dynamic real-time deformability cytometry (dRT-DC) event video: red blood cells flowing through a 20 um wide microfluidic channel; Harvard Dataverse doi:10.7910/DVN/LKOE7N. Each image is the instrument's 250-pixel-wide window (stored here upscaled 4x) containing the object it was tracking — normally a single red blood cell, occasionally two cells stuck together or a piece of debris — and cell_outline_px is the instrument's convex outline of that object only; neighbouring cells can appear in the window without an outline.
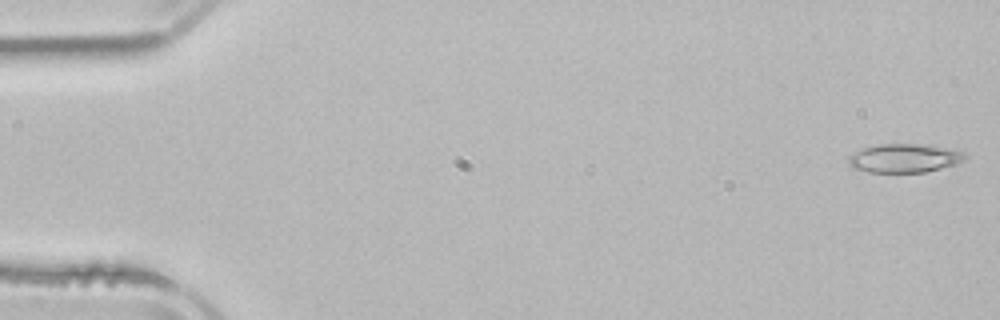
{"species": "common noctule bat (a hibernating species)", "species_latin": "Nyctalus noctula", "temperature_condition": "room temperature", "stored_images_in_passage": 5, "camera_frame_rate_fps": 3000, "um_per_image_px": 0.085, "animal": {"sex": "male", "body_mass_g": 21.5, "forearm_length_mm": 52.0}, "frame": {"image": 1, "passage_image": 1, "time_ms": 0.0, "image_size_px": [1000, 320], "cell_outline_px": [[968, 156], [964, 160], [956, 164], [924, 172], [868, 172], [852, 168], [848, 164], [848, 156], [864, 148], [876, 144], [920, 144], [952, 148], [964, 152]], "centroid_in_image_um": [76.88, 13.44], "position_along_channel_um": 8.1, "area_um2": 19.59}}
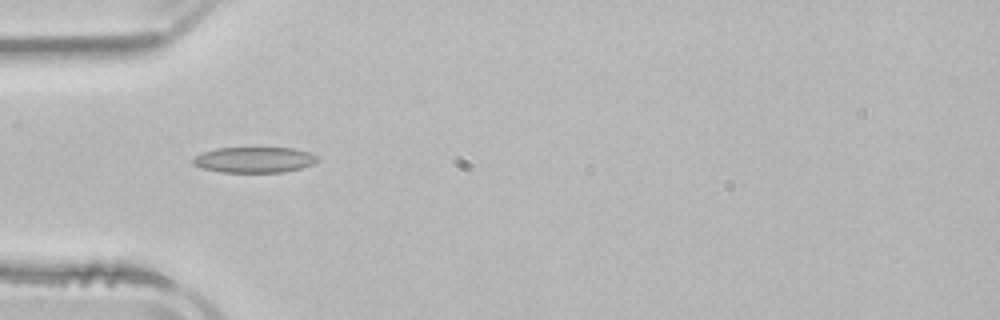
{"frame": {"image": 2, "passage_image": 4, "time_ms": 5.0, "image_size_px": [1000, 320], "cell_outline_px": [[316, 160], [312, 164], [300, 168], [284, 172], [220, 172], [204, 168], [192, 164], [192, 160], [196, 156], [204, 152], [216, 148], [292, 148], [308, 152], [316, 156]], "centroid_in_image_um": [21.58, 13.58], "position_along_channel_um": 63.4, "area_um2": 18.32}}
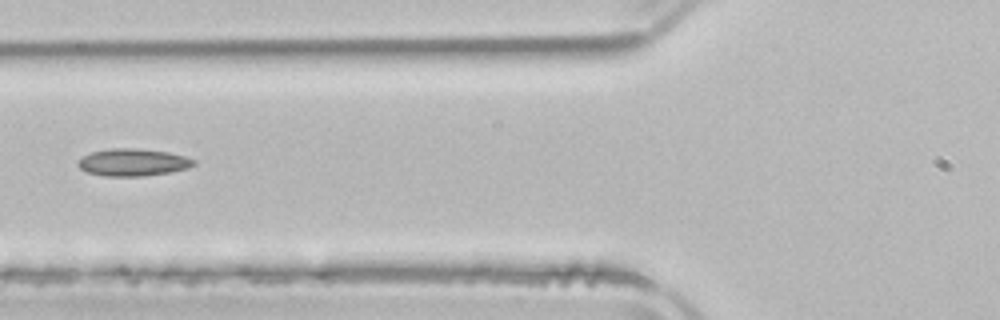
{"frame": {"image": 3, "passage_image": 5, "time_ms": 6.333, "image_size_px": [1000, 320], "cell_outline_px": [[196, 164], [188, 168], [172, 172], [140, 176], [104, 176], [88, 172], [80, 168], [76, 164], [76, 160], [92, 152], [112, 148], [140, 148], [168, 152], [184, 156], [196, 160]], "centroid_in_image_um": [11.31, 13.79], "position_along_channel_um": 114.5, "area_um2": 18.5}}